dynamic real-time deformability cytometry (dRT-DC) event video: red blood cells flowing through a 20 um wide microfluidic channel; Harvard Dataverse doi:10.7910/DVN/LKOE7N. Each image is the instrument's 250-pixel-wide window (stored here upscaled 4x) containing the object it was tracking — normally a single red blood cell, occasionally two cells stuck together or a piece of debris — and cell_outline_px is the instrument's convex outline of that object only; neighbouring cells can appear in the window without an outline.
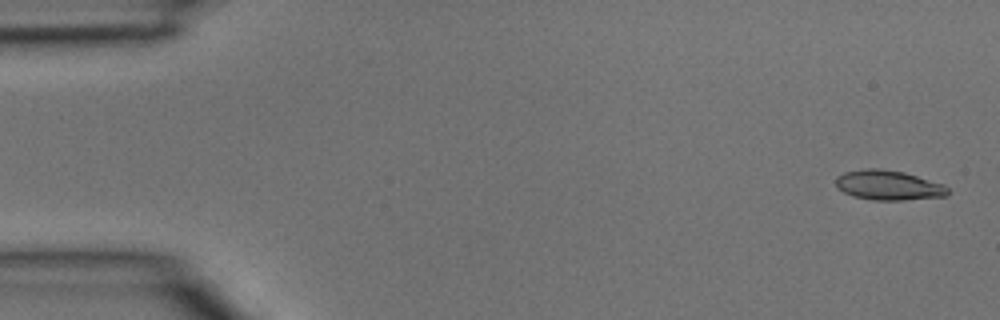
{"species": "common noctule bat (a hibernating species)", "species_latin": "Nyctalus noctula", "temperature_condition": "room temperature", "stored_images_in_passage": 5, "camera_frame_rate_fps": 3000, "um_per_image_px": 0.085, "animal": {"sex": "male", "body_mass_g": 15.6}, "frame": {"image": 1, "passage_image": 1, "time_ms": 0.0, "image_size_px": [1000, 320], "cell_outline_px": [[948, 196], [904, 200], [872, 200], [852, 196], [836, 188], [836, 176], [844, 172], [868, 168], [880, 168], [904, 172], [944, 184], [948, 188]], "centroid_in_image_um": [75.51, 15.74], "position_along_channel_um": 9.5, "area_um2": 19.59}}
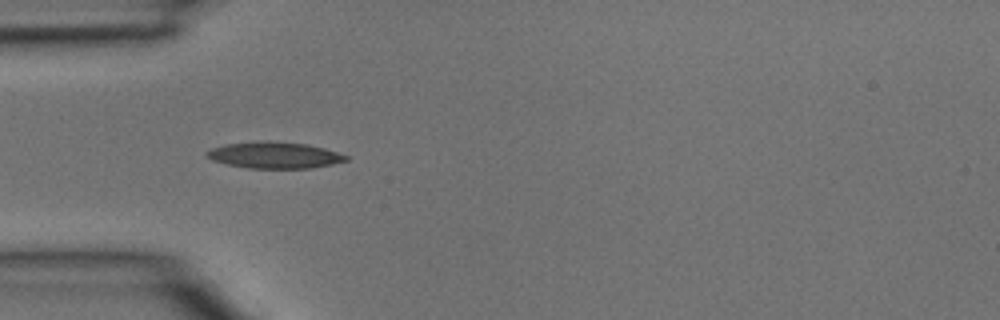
{"frame": {"image": 2, "passage_image": 4, "time_ms": 1.0, "image_size_px": [1000, 320], "cell_outline_px": [[348, 160], [332, 164], [312, 168], [248, 168], [228, 164], [212, 160], [204, 156], [204, 152], [212, 148], [224, 144], [268, 140], [308, 144], [324, 148], [348, 156]], "centroid_in_image_um": [23.3, 13.18], "position_along_channel_um": 61.7, "area_um2": 21.5}}